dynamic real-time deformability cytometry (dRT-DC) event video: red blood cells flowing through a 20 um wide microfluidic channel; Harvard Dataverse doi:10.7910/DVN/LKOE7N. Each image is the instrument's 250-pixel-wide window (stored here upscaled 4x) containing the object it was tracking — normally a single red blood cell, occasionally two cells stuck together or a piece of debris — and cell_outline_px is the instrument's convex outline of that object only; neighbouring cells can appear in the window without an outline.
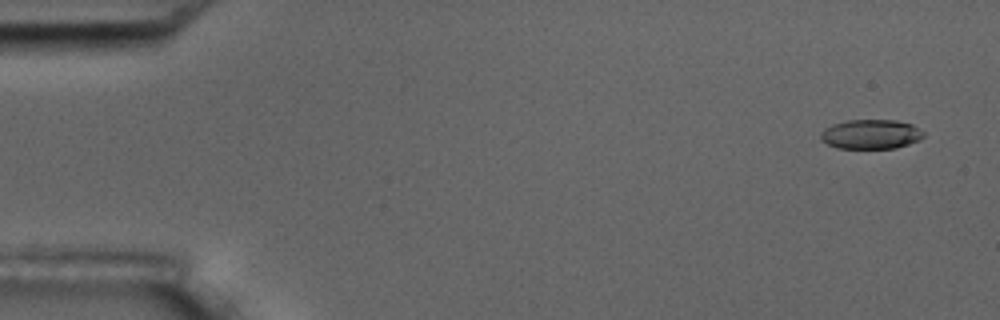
{"species": "common noctule bat (a hibernating species)", "species_latin": "Nyctalus noctula", "temperature_condition": "room temperature", "stored_images_in_passage": 5, "camera_frame_rate_fps": 3000, "um_per_image_px": 0.085, "animal": {"sex": "male", "body_mass_g": 17.5, "forearm_length_mm": 52.3}, "frame": {"image": 1, "passage_image": 1, "time_ms": 0.0, "image_size_px": [1000, 320], "cell_outline_px": [[924, 136], [920, 140], [896, 148], [836, 148], [820, 140], [820, 132], [824, 128], [832, 124], [848, 120], [896, 120], [912, 124], [924, 132]], "centroid_in_image_um": [74.01, 11.41], "position_along_channel_um": 11.0, "area_um2": 17.8}}